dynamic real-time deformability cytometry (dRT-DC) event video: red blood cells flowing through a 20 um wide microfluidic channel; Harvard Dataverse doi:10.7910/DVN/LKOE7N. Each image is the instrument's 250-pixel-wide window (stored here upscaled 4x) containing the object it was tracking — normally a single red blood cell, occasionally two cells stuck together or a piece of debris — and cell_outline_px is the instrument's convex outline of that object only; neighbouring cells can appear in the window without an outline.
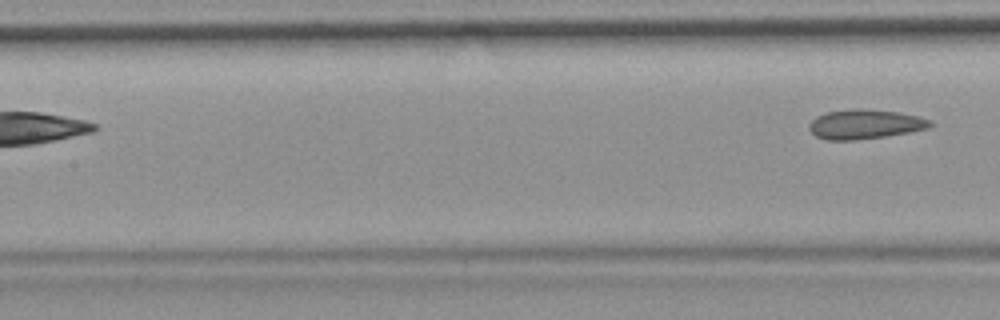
{"species": "common noctule bat (a hibernating species)", "species_latin": "Nyctalus noctula", "temperature_condition": "room temperature", "stored_images_in_passage": 7, "camera_frame_rate_fps": 3000, "um_per_image_px": 0.085, "animal": {"sex": "female", "body_mass_g": 19.9}, "frame": {"image": 1, "passage_image": 7, "time_ms": 2.0, "image_size_px": [1000, 320], "cell_outline_px": [[932, 124], [928, 128], [908, 132], [884, 136], [856, 140], [828, 140], [816, 136], [808, 128], [808, 124], [816, 116], [824, 112], [856, 108], [864, 108], [900, 112], [916, 116], [928, 120]], "centroid_in_image_um": [73.45, 10.54], "position_along_channel_um": 133.9, "area_um2": 20.75}}